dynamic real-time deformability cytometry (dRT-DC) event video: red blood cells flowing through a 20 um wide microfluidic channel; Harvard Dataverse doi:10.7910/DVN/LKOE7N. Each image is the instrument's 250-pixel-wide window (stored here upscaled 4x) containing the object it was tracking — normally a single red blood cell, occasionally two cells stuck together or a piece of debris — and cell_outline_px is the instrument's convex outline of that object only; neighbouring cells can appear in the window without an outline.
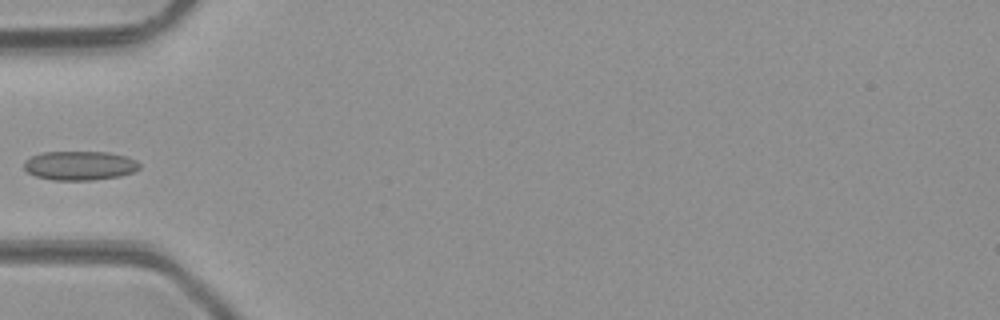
{"species": "common noctule bat (a hibernating species)", "species_latin": "Nyctalus noctula", "temperature_condition": "room temperature", "stored_images_in_passage": 6, "camera_frame_rate_fps": 3000, "um_per_image_px": 0.085, "animal": {"sex": "male", "body_mass_g": 23.1, "forearm_length_mm": 52.7}, "frame": {"image": 1, "passage_image": 6, "time_ms": 5.667, "image_size_px": [1000, 320], "cell_outline_px": [[140, 168], [132, 172], [120, 176], [92, 180], [52, 180], [36, 176], [28, 172], [24, 168], [24, 160], [32, 156], [44, 152], [108, 152], [124, 156], [136, 160], [140, 164]], "centroid_in_image_um": [6.77, 14.07], "position_along_channel_um": 78.2, "area_um2": 19.54}}